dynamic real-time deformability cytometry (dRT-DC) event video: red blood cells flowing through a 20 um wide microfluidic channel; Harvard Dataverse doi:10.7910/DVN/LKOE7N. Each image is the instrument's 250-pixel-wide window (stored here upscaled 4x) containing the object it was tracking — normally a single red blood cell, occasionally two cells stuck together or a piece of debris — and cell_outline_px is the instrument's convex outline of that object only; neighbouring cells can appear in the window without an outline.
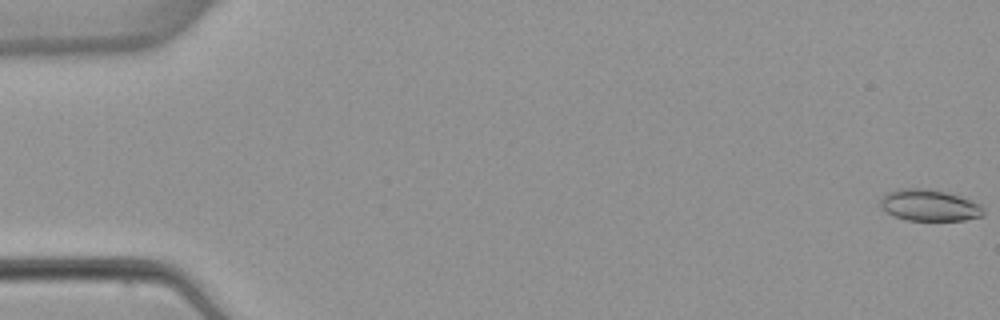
{"species": "common noctule bat (a hibernating species)", "species_latin": "Nyctalus noctula", "temperature_condition": "warm", "stored_images_in_passage": 6, "camera_frame_rate_fps": 3000, "um_per_image_px": 0.085, "animal": {"sex": "female", "body_mass_g": 22.7, "forearm_length_mm": 54.2}, "frame": {"image": 1, "passage_image": 1, "time_ms": 0.0, "image_size_px": [1000, 320], "cell_outline_px": [[984, 216], [964, 220], [908, 220], [896, 216], [880, 208], [880, 200], [884, 192], [900, 188], [928, 188], [960, 196], [980, 204], [984, 208]], "centroid_in_image_um": [78.98, 17.44], "position_along_channel_um": 6.0, "area_um2": 19.02}}
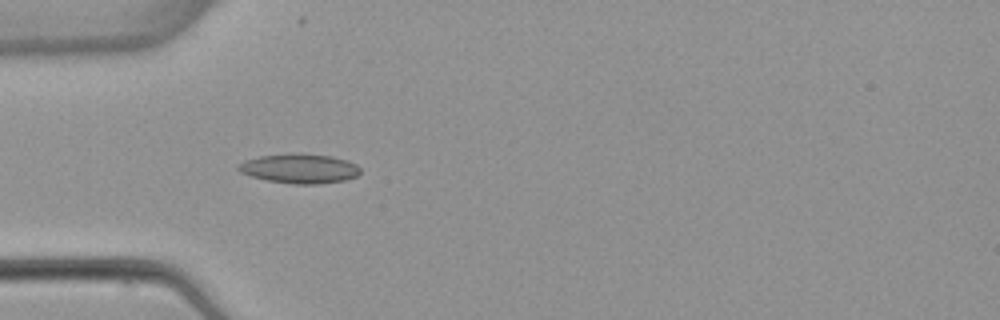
{"frame": {"image": 2, "passage_image": 5, "time_ms": 5.333, "image_size_px": [1000, 320], "cell_outline_px": [[360, 172], [356, 176], [344, 180], [316, 184], [292, 184], [268, 180], [252, 176], [240, 172], [236, 168], [236, 164], [244, 160], [260, 156], [292, 152], [300, 152], [332, 156], [348, 160], [356, 164], [360, 168]], "centroid_in_image_um": [25.44, 14.3], "position_along_channel_um": 59.6, "area_um2": 21.27}}
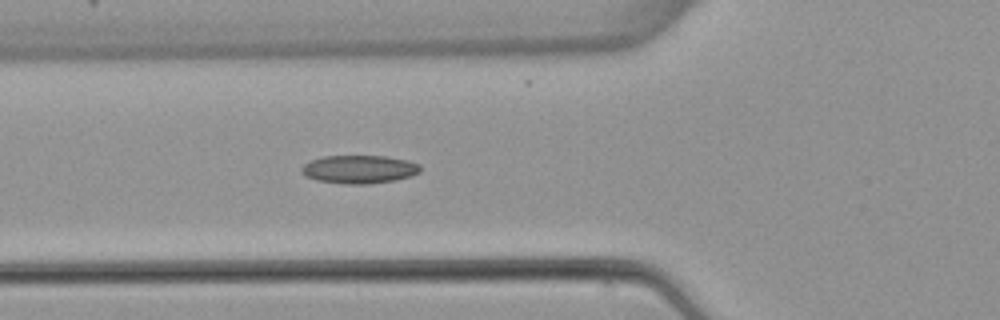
{"frame": {"image": 3, "passage_image": 6, "time_ms": 6.333, "image_size_px": [1000, 320], "cell_outline_px": [[420, 172], [412, 176], [396, 180], [368, 184], [348, 184], [316, 180], [304, 176], [300, 172], [300, 168], [304, 164], [312, 160], [324, 156], [388, 156], [408, 160], [420, 164]], "centroid_in_image_um": [30.54, 14.39], "position_along_channel_um": 95.3, "area_um2": 19.71}}